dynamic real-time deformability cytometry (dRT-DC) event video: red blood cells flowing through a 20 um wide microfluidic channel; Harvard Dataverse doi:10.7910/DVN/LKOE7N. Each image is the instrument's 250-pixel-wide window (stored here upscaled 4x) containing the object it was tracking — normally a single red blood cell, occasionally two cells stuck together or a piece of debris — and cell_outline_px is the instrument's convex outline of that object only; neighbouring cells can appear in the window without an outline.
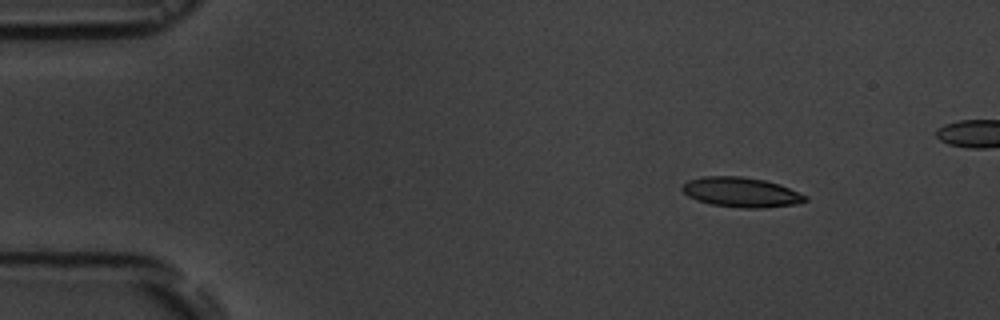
{"species": "common noctule bat (a hibernating species)", "species_latin": "Nyctalus noctula", "temperature_condition": "room temperature", "stored_images_in_passage": 13, "camera_frame_rate_fps": 3000, "um_per_image_px": 0.085, "animal": {"sex": "male", "body_mass_g": 19.5, "forearm_length_mm": 54.6}, "frame": {"image": 1, "passage_image": 1, "time_ms": 0.0, "image_size_px": [1000, 320], "cell_outline_px": [[808, 200], [800, 204], [764, 208], [740, 208], [712, 204], [696, 200], [688, 196], [680, 188], [688, 180], [704, 176], [740, 176], [764, 180], [780, 184], [808, 196]], "centroid_in_image_um": [63.03, 16.35], "position_along_channel_um": 22.0, "area_um2": 21.56}}
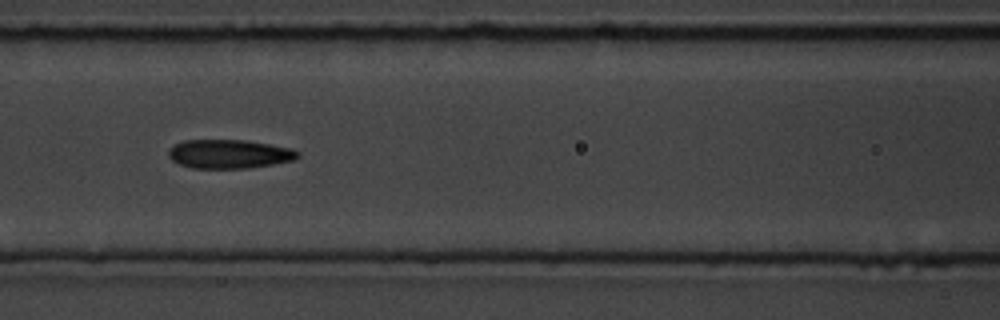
{"frame": {"image": 2, "passage_image": 6, "time_ms": 5.667, "image_size_px": [1000, 320], "cell_outline_px": [[300, 156], [292, 160], [272, 164], [248, 168], [192, 168], [180, 164], [172, 160], [168, 156], [168, 148], [184, 140], [244, 140], [292, 148], [300, 152]], "centroid_in_image_um": [19.47, 13.08], "position_along_channel_um": 147.1, "area_um2": 21.68}}
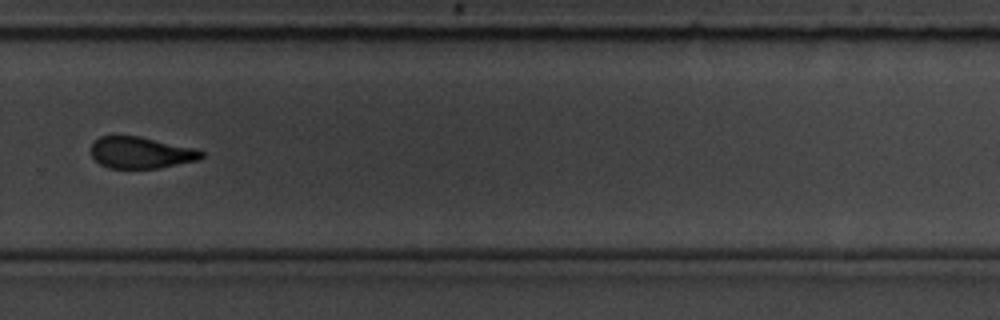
{"frame": {"image": 3, "passage_image": 10, "time_ms": 10.333, "image_size_px": [1000, 320], "cell_outline_px": [[204, 156], [200, 160], [160, 168], [108, 168], [100, 164], [92, 156], [92, 144], [100, 136], [140, 136], [196, 148], [204, 152]], "centroid_in_image_um": [12.03, 12.98], "position_along_channel_um": 317.8, "area_um2": 20.4}}